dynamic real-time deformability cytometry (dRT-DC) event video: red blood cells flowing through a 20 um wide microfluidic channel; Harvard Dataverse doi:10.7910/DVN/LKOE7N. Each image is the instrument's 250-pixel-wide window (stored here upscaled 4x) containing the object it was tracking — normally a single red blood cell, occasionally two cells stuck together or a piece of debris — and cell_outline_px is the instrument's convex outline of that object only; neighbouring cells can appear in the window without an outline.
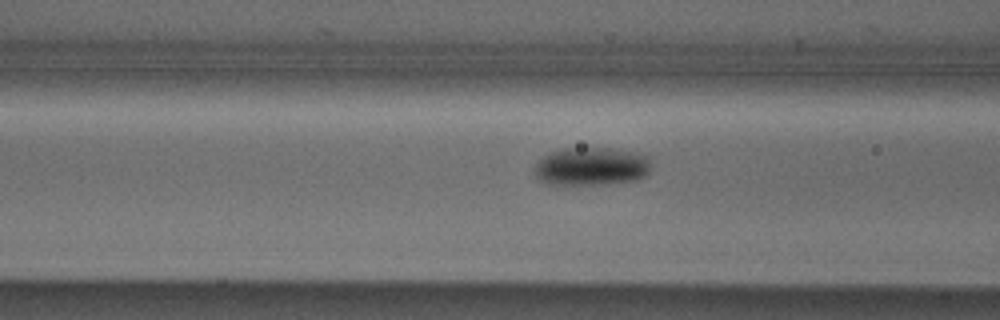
{"species": "Egyptian fruit bat (a non-hibernating species)", "species_latin": "Rousettus aegyptiacus", "temperature_condition": "cold", "stored_images_in_passage": 7, "camera_frame_rate_fps": 3000, "um_per_image_px": 0.085, "animal": {"sex": "male"}, "frame": {"image": 1, "passage_image": 5, "time_ms": 1.333, "image_size_px": [1000, 320], "cell_outline_px": [[648, 172], [644, 176], [636, 180], [604, 184], [544, 184], [536, 180], [532, 168], [544, 156], [552, 152], [564, 148], [612, 148], [632, 152], [648, 156]], "centroid_in_image_um": [50.19, 14.16], "position_along_channel_um": 116.4, "area_um2": 25.95}}